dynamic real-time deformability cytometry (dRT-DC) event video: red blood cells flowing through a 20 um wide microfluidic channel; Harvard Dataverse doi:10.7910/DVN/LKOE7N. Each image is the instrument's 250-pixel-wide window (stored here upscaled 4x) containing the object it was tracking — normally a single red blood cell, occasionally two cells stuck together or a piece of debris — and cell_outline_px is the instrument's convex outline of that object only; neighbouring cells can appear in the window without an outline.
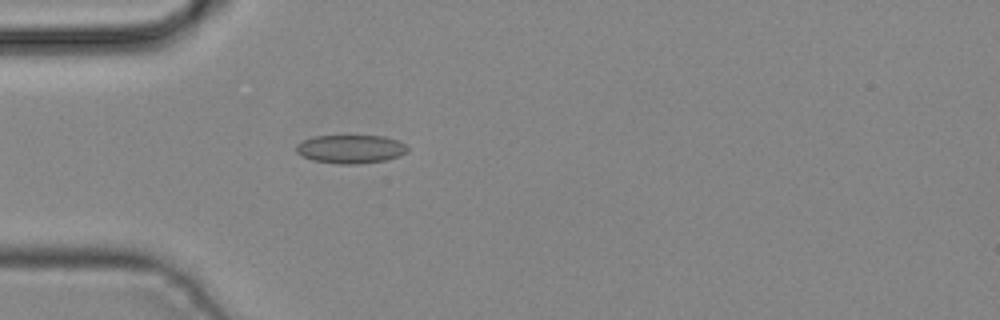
{"species": "common noctule bat (a hibernating species)", "species_latin": "Nyctalus noctula", "temperature_condition": "cold", "stored_images_in_passage": 1, "camera_frame_rate_fps": 3000, "um_per_image_px": 0.085, "animal": {"sex": "male", "body_mass_g": 19.2, "forearm_length_mm": 51.8}, "frame": {"image": 1, "passage_image": 1, "time_ms": 0.0, "image_size_px": [1000, 320], "cell_outline_px": [[408, 152], [400, 156], [384, 160], [360, 164], [340, 164], [312, 160], [296, 152], [296, 144], [312, 136], [384, 136], [396, 140], [404, 144], [408, 148]], "centroid_in_image_um": [29.81, 12.67], "position_along_channel_um": 55.2, "area_um2": 18.44}}